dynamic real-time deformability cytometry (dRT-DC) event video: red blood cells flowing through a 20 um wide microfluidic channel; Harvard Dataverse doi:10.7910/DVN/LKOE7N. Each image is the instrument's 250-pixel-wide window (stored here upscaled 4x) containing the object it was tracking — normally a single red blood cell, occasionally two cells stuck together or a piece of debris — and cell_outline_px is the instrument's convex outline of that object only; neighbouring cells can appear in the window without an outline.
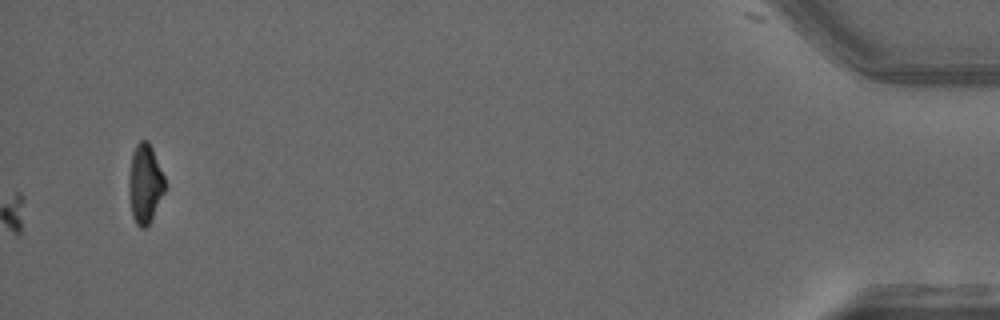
{"species": "common noctule bat (a hibernating species)", "species_latin": "Nyctalus noctula", "temperature_condition": "warm", "stored_images_in_passage": 58, "camera_frame_rate_fps": 3000, "um_per_image_px": 0.085, "animal": {"sex": "male", "forearm_length_mm": 52.5}, "frame": {"image": 1, "passage_image": 58, "time_ms": 19.0, "image_size_px": [1000, 320], "cell_outline_px": [[164, 192], [148, 224], [144, 228], [140, 228], [136, 224], [132, 216], [128, 192], [128, 176], [132, 152], [136, 144], [140, 140], [148, 140], [152, 148], [164, 176]], "centroid_in_image_um": [12.28, 15.58], "position_along_channel_um": 422.9, "area_um2": 16.53}}